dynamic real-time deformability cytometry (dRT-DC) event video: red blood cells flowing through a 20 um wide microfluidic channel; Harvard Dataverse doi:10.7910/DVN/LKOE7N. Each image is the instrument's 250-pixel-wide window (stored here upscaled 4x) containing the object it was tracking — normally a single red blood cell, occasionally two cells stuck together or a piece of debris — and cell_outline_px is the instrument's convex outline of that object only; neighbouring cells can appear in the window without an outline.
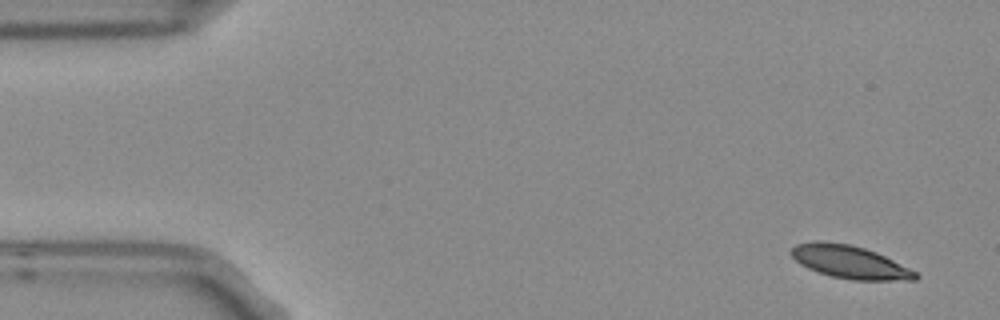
{"species": "Egyptian fruit bat (a non-hibernating species)", "species_latin": "Rousettus aegyptiacus", "temperature_condition": "room temperature", "stored_images_in_passage": 6, "camera_frame_rate_fps": 3000, "um_per_image_px": 0.085, "frame": {"image": 1, "passage_image": 1, "time_ms": 0.0, "image_size_px": [1000, 320], "cell_outline_px": [[920, 276], [916, 280], [852, 280], [832, 276], [808, 268], [800, 264], [788, 252], [796, 244], [816, 240], [848, 244], [864, 248], [876, 252], [916, 272]], "centroid_in_image_um": [72.2, 22.27], "position_along_channel_um": 12.8, "area_um2": 23.58}}
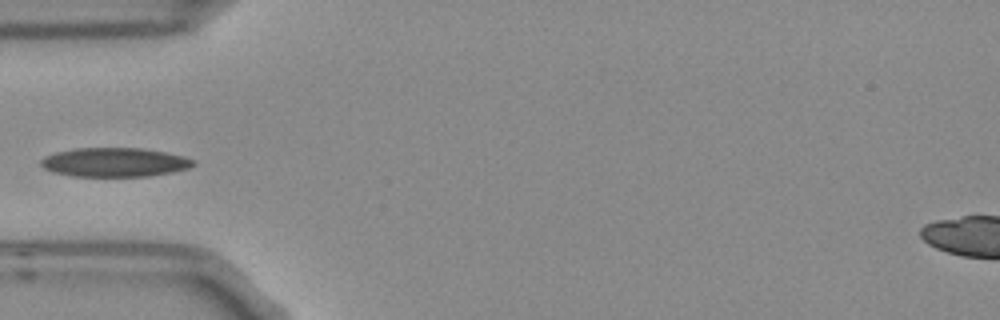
{"frame": {"image": 2, "passage_image": 5, "time_ms": 1.333, "image_size_px": [1000, 320], "cell_outline_px": [[196, 164], [188, 168], [172, 172], [148, 176], [72, 176], [52, 172], [44, 168], [40, 164], [40, 160], [56, 152], [76, 148], [140, 148], [164, 152], [184, 156], [192, 160]], "centroid_in_image_um": [9.73, 13.79], "position_along_channel_um": 75.3, "area_um2": 25.61}}
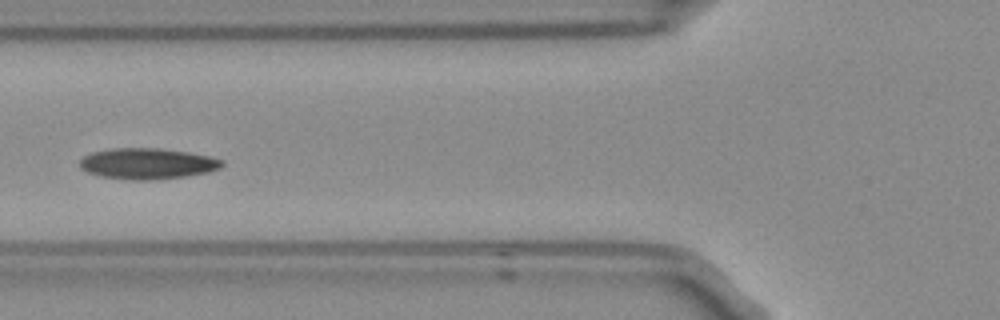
{"frame": {"image": 3, "passage_image": 6, "time_ms": 1.667, "image_size_px": [1000, 320], "cell_outline_px": [[224, 164], [220, 168], [208, 172], [160, 180], [132, 180], [100, 176], [88, 172], [80, 168], [80, 160], [84, 156], [92, 152], [112, 148], [156, 148], [184, 152], [208, 156], [220, 160]], "centroid_in_image_um": [12.49, 13.92], "position_along_channel_um": 113.3, "area_um2": 25.43}}